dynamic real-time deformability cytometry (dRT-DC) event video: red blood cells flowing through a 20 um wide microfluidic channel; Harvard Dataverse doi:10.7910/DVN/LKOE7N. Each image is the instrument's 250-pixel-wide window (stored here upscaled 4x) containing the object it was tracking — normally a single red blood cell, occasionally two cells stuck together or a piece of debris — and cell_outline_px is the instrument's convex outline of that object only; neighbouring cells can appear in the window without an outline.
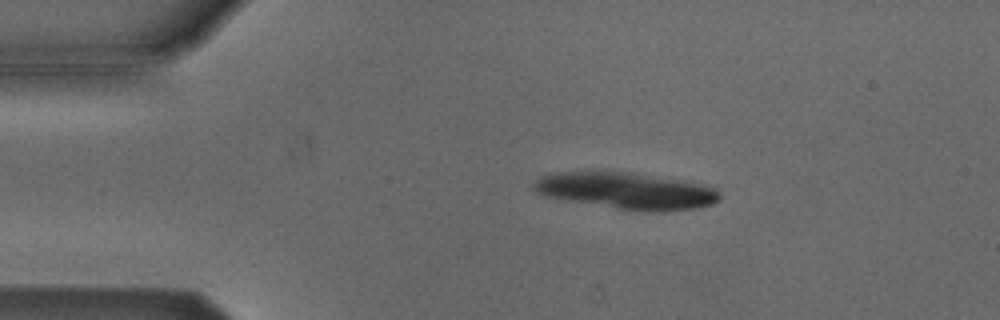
{"species": "Egyptian fruit bat (a non-hibernating species)", "species_latin": "Rousettus aegyptiacus", "temperature_condition": "cold", "stored_images_in_passage": 18, "camera_frame_rate_fps": 3000, "um_per_image_px": 0.085, "animal": {"sex": "male"}, "frame": {"image": 1, "passage_image": 3, "time_ms": 0.667, "image_size_px": [1000, 320], "cell_outline_px": [[720, 200], [712, 204], [696, 208], [664, 212], [648, 212], [620, 208], [568, 200], [544, 196], [536, 192], [532, 188], [532, 184], [540, 176], [552, 172], [596, 168], [608, 168], [704, 184], [716, 188], [720, 192]], "centroid_in_image_um": [53.19, 16.16], "position_along_channel_um": 31.8, "area_um2": 40.92}}